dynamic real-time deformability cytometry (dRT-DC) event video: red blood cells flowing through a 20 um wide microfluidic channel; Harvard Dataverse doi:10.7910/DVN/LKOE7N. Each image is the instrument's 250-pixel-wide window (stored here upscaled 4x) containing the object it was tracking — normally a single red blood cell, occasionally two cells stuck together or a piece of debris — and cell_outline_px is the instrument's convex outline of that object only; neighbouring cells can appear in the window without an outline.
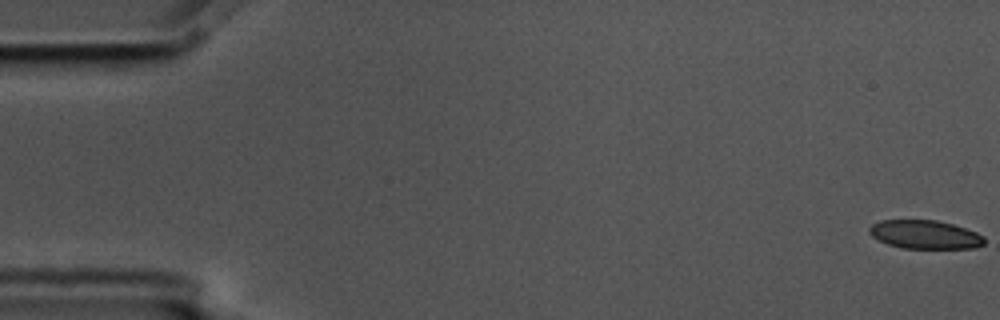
{"species": "common noctule bat (a hibernating species)", "species_latin": "Nyctalus noctula", "temperature_condition": "cold", "stored_images_in_passage": 57, "camera_frame_rate_fps": 3000, "um_per_image_px": 0.085, "animal": {"sex": "male", "body_mass_g": 17.5, "forearm_length_mm": 52.3}, "frame": {"image": 1, "passage_image": 1, "time_ms": 0.0, "image_size_px": [1000, 320], "cell_outline_px": [[984, 244], [976, 248], [904, 248], [888, 244], [872, 236], [868, 232], [868, 228], [872, 224], [880, 220], [936, 220], [952, 224], [976, 232], [984, 236]], "centroid_in_image_um": [78.62, 19.93], "position_along_channel_um": 6.4, "area_um2": 19.07}}
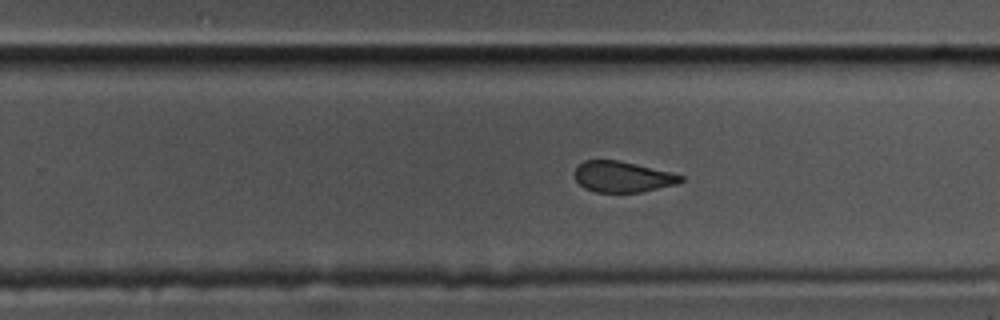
{"frame": {"image": 2, "passage_image": 36, "time_ms": 11.667, "image_size_px": [1000, 320], "cell_outline_px": [[684, 180], [676, 184], [640, 192], [596, 192], [584, 188], [576, 180], [576, 168], [584, 160], [616, 160], [636, 164], [672, 172], [684, 176]], "centroid_in_image_um": [52.94, 15.02], "position_along_channel_um": 276.9, "area_um2": 18.9}}
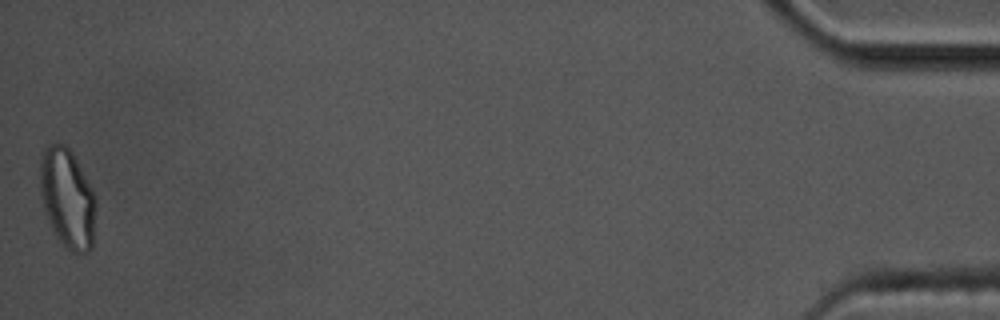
{"frame": {"image": 3, "passage_image": 57, "time_ms": 18.667, "image_size_px": [1000, 320], "cell_outline_px": [[96, 208], [92, 248], [88, 252], [72, 252], [56, 236], [44, 212], [40, 192], [40, 160], [48, 144], [64, 144], [72, 152], [92, 188], [96, 196]], "centroid_in_image_um": [5.74, 16.86], "position_along_channel_um": 429.5, "area_um2": 32.31}, "authors_computed_cell_mechanics": {"area_um2": 20.9814, "velocity_mm_per_s": 3.5547, "shape_relaxation_time_tau1_ms": null, "shape_relaxation_time_tau2_ms": 1.4967, "deformation_change_tau1": null, "deformation_change_tau2": 0.0677}}